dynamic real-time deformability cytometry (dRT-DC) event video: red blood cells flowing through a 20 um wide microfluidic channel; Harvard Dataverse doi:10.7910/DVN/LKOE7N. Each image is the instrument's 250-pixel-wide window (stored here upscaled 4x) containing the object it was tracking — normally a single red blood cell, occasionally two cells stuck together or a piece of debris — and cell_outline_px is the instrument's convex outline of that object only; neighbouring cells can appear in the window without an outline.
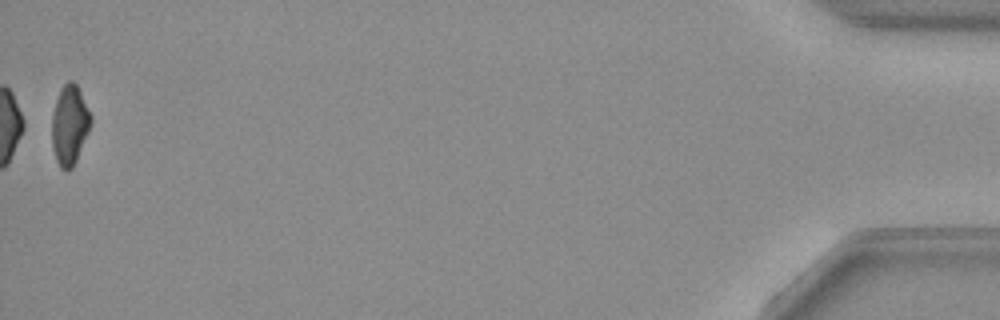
{"species": "common noctule bat (a hibernating species)", "species_latin": "Nyctalus noctula", "temperature_condition": "warm", "stored_images_in_passage": 53, "camera_frame_rate_fps": 3000, "um_per_image_px": 0.085, "animal": {"sex": "female", "body_mass_g": 19.3, "forearm_length_mm": 54.1}, "frame": {"image": 1, "passage_image": 53, "time_ms": 17.333, "image_size_px": [1000, 320], "cell_outline_px": [[92, 120], [88, 132], [76, 160], [72, 168], [68, 172], [64, 172], [60, 168], [56, 160], [52, 148], [52, 116], [56, 100], [60, 88], [68, 80], [72, 80], [76, 84], [92, 116]], "centroid_in_image_um": [5.9, 10.65], "position_along_channel_um": 429.3, "area_um2": 18.09}, "authors_computed_cell_mechanics": {"area_um2": 20.1144, "velocity_mm_per_s": 3.8422, "shape_relaxation_time_tau1_ms": 8.366, "shape_relaxation_time_tau2_ms": 8.6199, "deformation_change_tau1": 0.1719, "deformation_change_tau2": 0.1667}}